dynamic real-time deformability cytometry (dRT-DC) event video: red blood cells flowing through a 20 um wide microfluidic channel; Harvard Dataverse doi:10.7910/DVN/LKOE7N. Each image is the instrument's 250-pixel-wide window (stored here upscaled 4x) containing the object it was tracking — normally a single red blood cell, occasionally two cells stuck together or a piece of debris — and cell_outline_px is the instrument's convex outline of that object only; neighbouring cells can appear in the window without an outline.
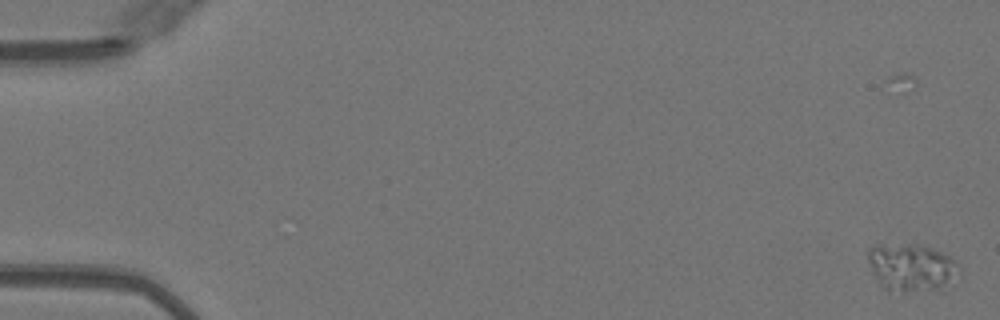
{"species": "Egyptian fruit bat (a non-hibernating species)", "species_latin": "Rousettus aegyptiacus", "temperature_condition": "warm", "stored_images_in_passage": 52, "camera_frame_rate_fps": 3000, "um_per_image_px": 0.085, "animal": {"sex": "female"}, "frame": {"image": 1, "passage_image": 1, "time_ms": 0.0, "image_size_px": [1000, 320], "cell_outline_px": [[960, 272], [944, 292], [888, 292], [880, 284], [872, 272], [868, 260], [868, 248], [876, 244], [916, 244], [932, 248], [952, 256], [960, 268]], "centroid_in_image_um": [77.52, 22.78], "position_along_channel_um": 7.5, "area_um2": 26.41}}
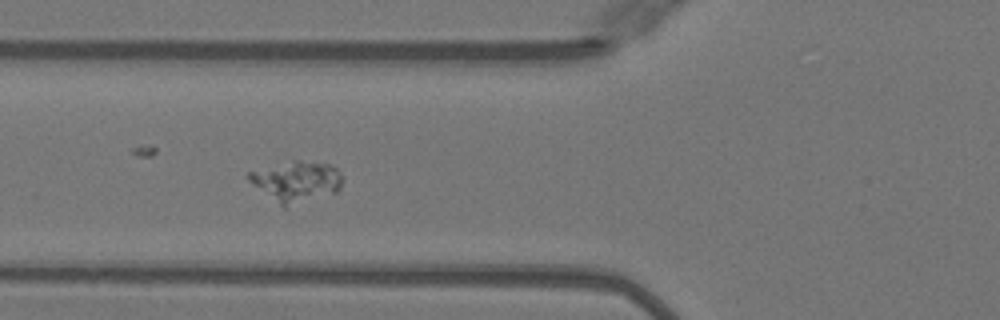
{"frame": {"image": 2, "passage_image": 20, "time_ms": 6.333, "image_size_px": [1000, 320], "cell_outline_px": [[340, 188], [336, 192], [288, 208], [284, 208], [252, 184], [248, 180], [248, 172], [292, 160], [300, 160], [332, 164], [340, 172]], "centroid_in_image_um": [25.19, 15.43], "position_along_channel_um": 100.6, "area_um2": 22.25}}
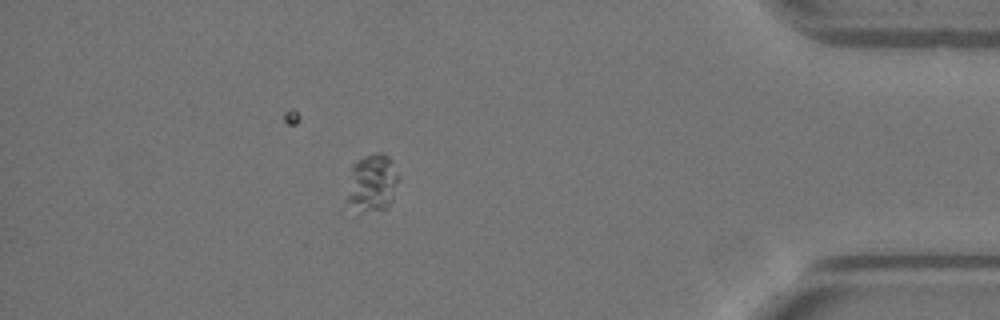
{"frame": {"image": 3, "passage_image": 46, "time_ms": 15.0, "image_size_px": [1000, 320], "cell_outline_px": [[400, 180], [392, 200], [384, 208], [356, 216], [348, 200], [348, 196], [352, 164], [356, 160], [364, 156], [376, 152], [384, 152], [392, 160], [400, 176]], "centroid_in_image_um": [31.66, 15.56], "position_along_channel_um": 403.5, "area_um2": 17.8}}